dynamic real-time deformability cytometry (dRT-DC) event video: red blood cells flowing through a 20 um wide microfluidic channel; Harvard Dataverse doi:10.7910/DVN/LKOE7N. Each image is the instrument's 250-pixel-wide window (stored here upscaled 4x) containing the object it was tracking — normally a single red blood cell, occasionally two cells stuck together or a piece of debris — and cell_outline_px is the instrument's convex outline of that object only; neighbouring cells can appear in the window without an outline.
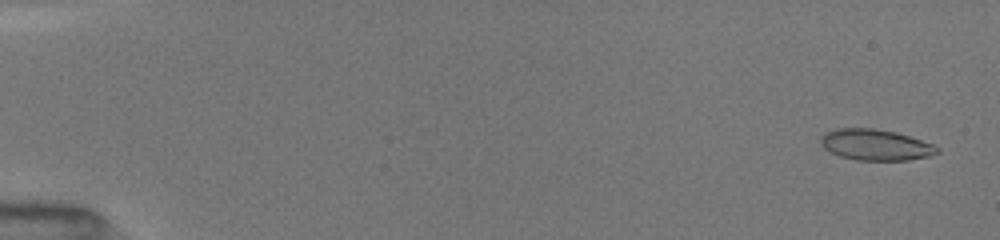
{"species": "common noctule bat (a hibernating species)", "species_latin": "Nyctalus noctula", "temperature_condition": "room temperature", "stored_images_in_passage": 22, "camera_frame_rate_fps": 3000, "um_per_image_px": 0.085, "animal": {"sex": "female", "body_mass_g": 19.5, "forearm_length_mm": 54.1}, "frame": {"image": 1, "passage_image": 3, "time_ms": 0.333, "image_size_px": [1000, 240], "cell_outline_px": [[940, 152], [928, 156], [908, 160], [856, 160], [840, 156], [824, 148], [820, 144], [820, 136], [824, 132], [836, 128], [872, 128], [896, 132], [932, 144], [940, 148]], "centroid_in_image_um": [74.38, 12.3], "position_along_channel_um": 10.6, "area_um2": 21.04}}
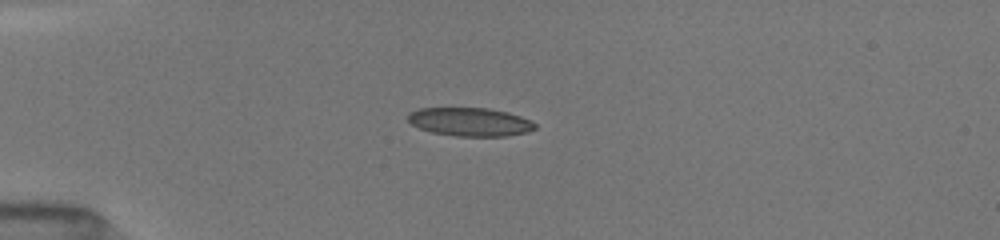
{"frame": {"image": 2, "passage_image": 17, "time_ms": 4.333, "image_size_px": [1000, 240], "cell_outline_px": [[536, 128], [528, 132], [508, 136], [456, 136], [432, 132], [420, 128], [412, 124], [408, 120], [408, 112], [420, 108], [488, 108], [508, 112], [520, 116], [536, 124]], "centroid_in_image_um": [39.95, 10.36], "position_along_channel_um": 45.0, "area_um2": 21.04}}
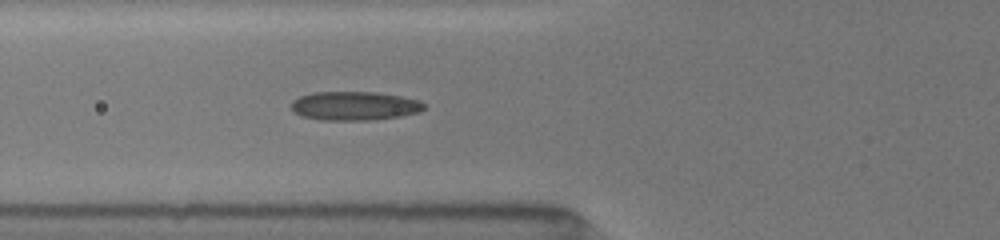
{"frame": {"image": 3, "passage_image": 22, "time_ms": 6.333, "image_size_px": [1000, 240], "cell_outline_px": [[424, 108], [420, 112], [400, 116], [368, 120], [320, 120], [300, 116], [292, 108], [292, 100], [300, 96], [312, 92], [376, 92], [400, 96], [420, 100], [424, 104]], "centroid_in_image_um": [30.12, 9.0], "position_along_channel_um": 95.7, "area_um2": 22.31}}